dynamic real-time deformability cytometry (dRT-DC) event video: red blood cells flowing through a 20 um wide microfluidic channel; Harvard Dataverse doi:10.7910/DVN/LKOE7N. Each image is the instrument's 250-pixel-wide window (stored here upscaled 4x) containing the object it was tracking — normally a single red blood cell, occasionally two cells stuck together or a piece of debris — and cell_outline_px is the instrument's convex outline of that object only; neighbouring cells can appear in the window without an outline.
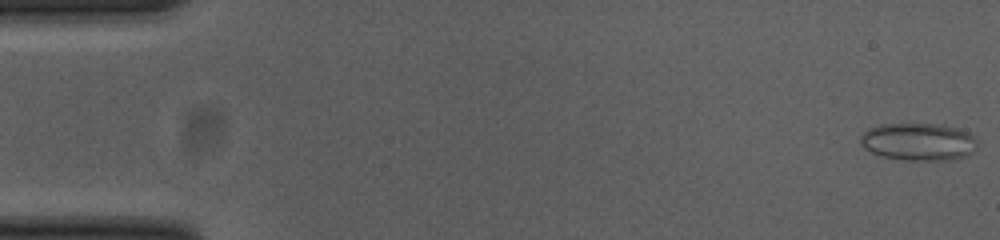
{"species": "common noctule bat (a hibernating species)", "species_latin": "Nyctalus noctula", "temperature_condition": "cold", "stored_images_in_passage": 55, "camera_frame_rate_fps": 3000, "um_per_image_px": 0.085, "animal": {"sex": "female", "body_mass_g": 23.0, "forearm_length_mm": 53.4}, "frame": {"image": 1, "passage_image": 1, "time_ms": 0.0, "image_size_px": [1000, 240], "cell_outline_px": [[976, 148], [972, 152], [964, 156], [952, 160], [904, 160], [884, 156], [872, 152], [864, 148], [860, 144], [860, 136], [868, 128], [880, 124], [936, 124], [960, 128], [968, 132], [976, 140]], "centroid_in_image_um": [78.05, 12.04], "position_along_channel_um": 6.9, "area_um2": 25.55}}
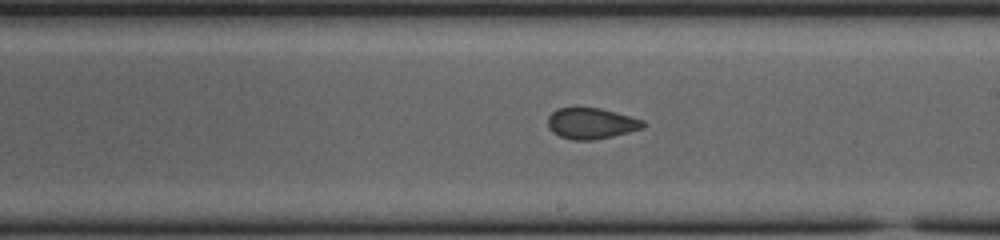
{"frame": {"image": 2, "passage_image": 31, "time_ms": 10.0, "image_size_px": [1000, 240], "cell_outline_px": [[644, 128], [612, 136], [592, 140], [572, 140], [560, 136], [552, 132], [548, 128], [548, 116], [556, 108], [572, 104], [576, 104], [600, 108], [644, 120]], "centroid_in_image_um": [50.18, 10.43], "position_along_channel_um": 238.8, "area_um2": 17.8}}
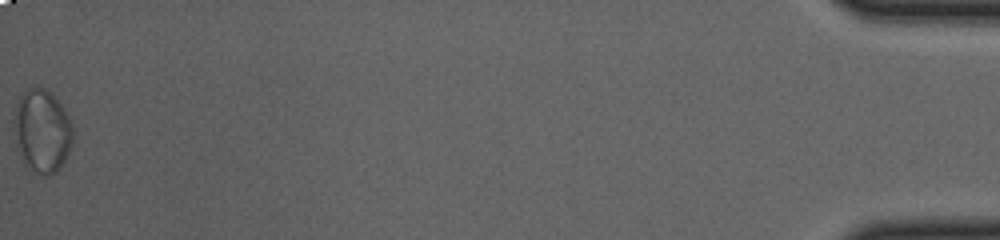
{"frame": {"image": 3, "passage_image": 55, "time_ms": 18.0, "image_size_px": [1000, 240], "cell_outline_px": [[72, 140], [64, 164], [56, 172], [48, 176], [40, 176], [24, 160], [20, 144], [16, 124], [16, 108], [20, 96], [24, 88], [48, 88], [56, 96], [64, 108], [72, 124]], "centroid_in_image_um": [3.67, 11.08], "position_along_channel_um": 431.5, "area_um2": 27.63}, "authors_computed_cell_mechanics": {"area_um2": 19.1896, "velocity_mm_per_s": 3.7001, "shape_relaxation_time_tau1_ms": null, "shape_relaxation_time_tau2_ms": 1.0691, "deformation_change_tau1": null, "deformation_change_tau2": 0.0591}}